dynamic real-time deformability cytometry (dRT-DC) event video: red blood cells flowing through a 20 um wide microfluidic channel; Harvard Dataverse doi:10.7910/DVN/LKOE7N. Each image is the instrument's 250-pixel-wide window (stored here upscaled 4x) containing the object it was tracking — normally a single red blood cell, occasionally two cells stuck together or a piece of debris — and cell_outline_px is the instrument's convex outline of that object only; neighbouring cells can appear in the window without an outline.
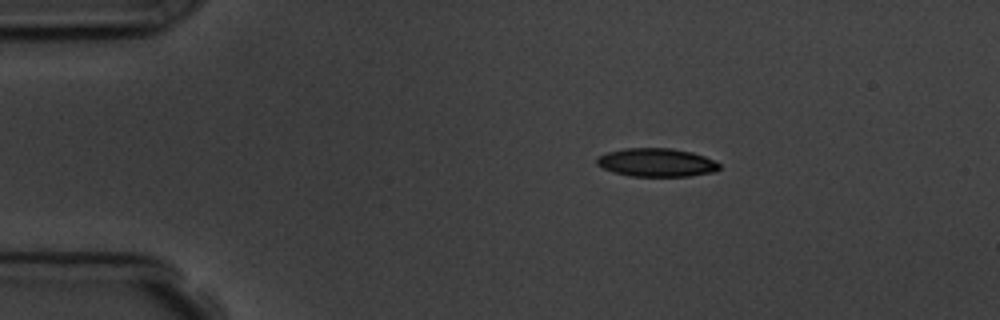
{"species": "common noctule bat (a hibernating species)", "species_latin": "Nyctalus noctula", "temperature_condition": "room temperature", "stored_images_in_passage": 4, "camera_frame_rate_fps": 3000, "um_per_image_px": 0.085, "animal": {"sex": "male", "body_mass_g": 19.5, "forearm_length_mm": 54.6}, "frame": {"image": 1, "passage_image": 1, "time_ms": 0.0, "image_size_px": [1000, 320], "cell_outline_px": [[720, 168], [716, 172], [688, 176], [632, 176], [612, 172], [596, 164], [596, 156], [608, 152], [624, 148], [672, 148], [692, 152], [704, 156], [720, 164]], "centroid_in_image_um": [55.79, 13.81], "position_along_channel_um": 29.2, "area_um2": 20.35}}
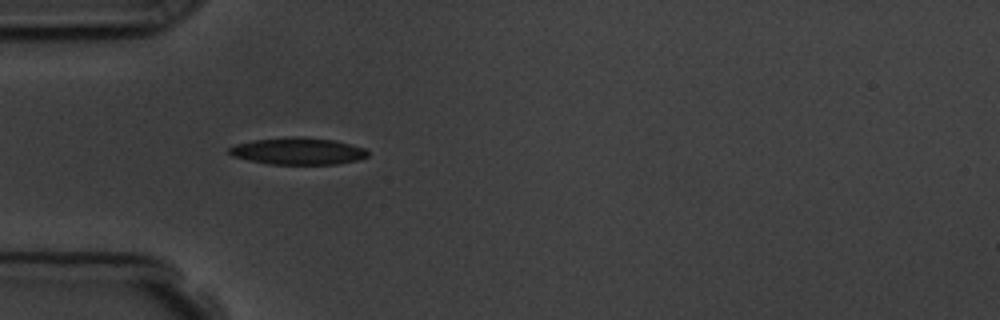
{"frame": {"image": 2, "passage_image": 3, "time_ms": 2.333, "image_size_px": [1000, 320], "cell_outline_px": [[368, 156], [356, 160], [336, 164], [268, 164], [248, 160], [232, 156], [228, 152], [228, 148], [236, 144], [252, 140], [292, 136], [300, 136], [336, 140], [364, 148], [368, 152]], "centroid_in_image_um": [25.29, 12.84], "position_along_channel_um": 59.7, "area_um2": 21.85}}